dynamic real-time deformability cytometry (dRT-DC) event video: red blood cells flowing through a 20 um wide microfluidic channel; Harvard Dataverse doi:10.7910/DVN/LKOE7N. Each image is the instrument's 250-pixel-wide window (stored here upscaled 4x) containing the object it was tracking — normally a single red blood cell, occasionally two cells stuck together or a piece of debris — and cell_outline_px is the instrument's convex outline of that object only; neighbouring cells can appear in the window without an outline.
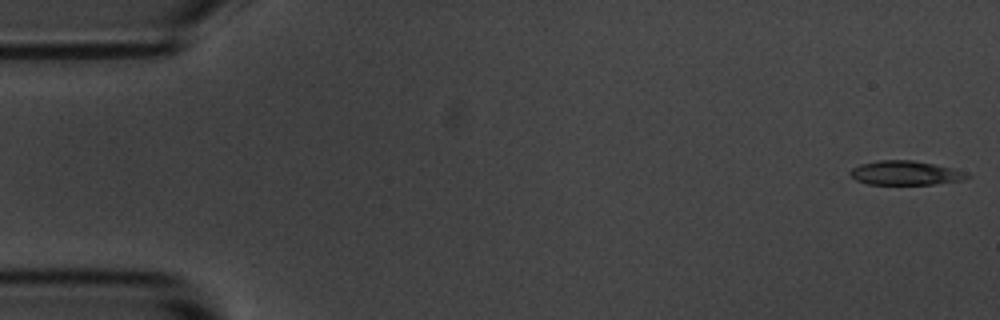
{"species": "common noctule bat (a hibernating species)", "species_latin": "Nyctalus noctula", "temperature_condition": "room temperature", "stored_images_in_passage": 5, "camera_frame_rate_fps": 3000, "um_per_image_px": 0.085, "animal": {"sex": "male", "body_mass_g": 20.1, "forearm_length_mm": 53.5}, "frame": {"image": 1, "passage_image": 1, "time_ms": 0.0, "image_size_px": [1000, 320], "cell_outline_px": [[972, 176], [964, 180], [932, 184], [868, 184], [856, 180], [848, 172], [852, 168], [860, 164], [880, 160], [912, 160], [952, 168], [968, 172]], "centroid_in_image_um": [76.98, 14.7], "position_along_channel_um": 8.0, "area_um2": 16.42}}
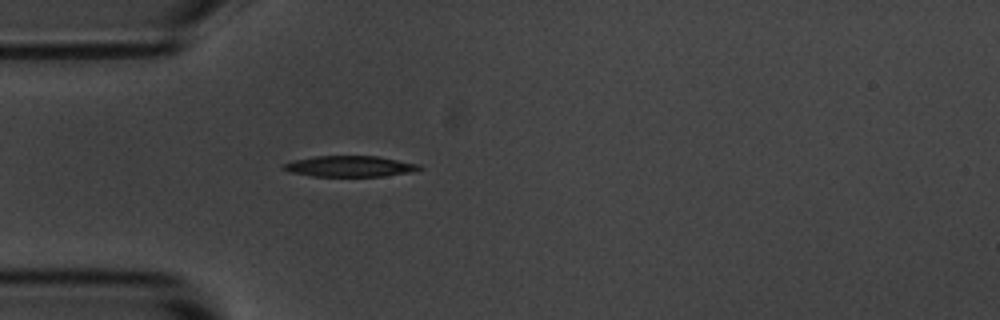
{"frame": {"image": 2, "passage_image": 5, "time_ms": 4.667, "image_size_px": [1000, 320], "cell_outline_px": [[424, 168], [408, 172], [384, 176], [312, 176], [288, 172], [280, 168], [284, 164], [292, 160], [312, 156], [376, 156], [420, 164]], "centroid_in_image_um": [29.67, 14.13], "position_along_channel_um": 55.3, "area_um2": 16.59}}